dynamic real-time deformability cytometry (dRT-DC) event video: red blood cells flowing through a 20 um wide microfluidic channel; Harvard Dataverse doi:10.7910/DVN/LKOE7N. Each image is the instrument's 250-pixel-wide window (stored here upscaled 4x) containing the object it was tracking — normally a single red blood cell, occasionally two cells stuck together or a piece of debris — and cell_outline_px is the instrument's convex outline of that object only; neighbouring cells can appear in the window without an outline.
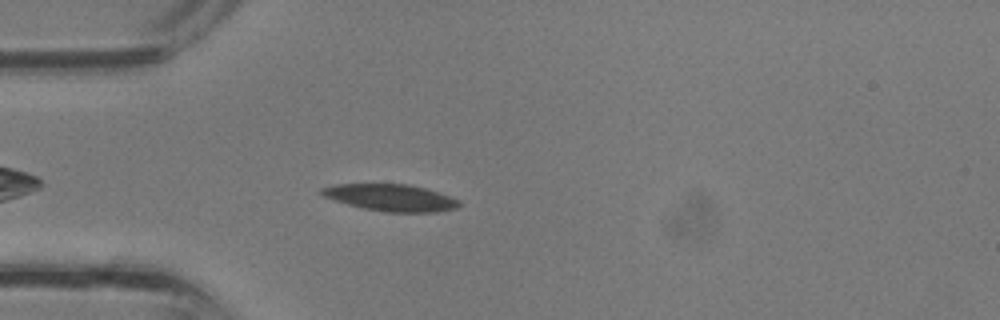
{"species": "common noctule bat (a hibernating species)", "species_latin": "Nyctalus noctula", "temperature_condition": "room temperature", "stored_images_in_passage": 29, "camera_frame_rate_fps": 3000, "um_per_image_px": 0.085, "animal": {"sex": "male", "body_mass_g": 13.3}, "frame": {"image": 1, "passage_image": 3, "time_ms": 0.667, "image_size_px": [1000, 320], "cell_outline_px": [[460, 204], [456, 208], [436, 212], [384, 212], [364, 208], [348, 204], [324, 196], [320, 192], [320, 188], [336, 184], [408, 184], [424, 188], [460, 200]], "centroid_in_image_um": [33.21, 16.8], "position_along_channel_um": 51.8, "area_um2": 21.21}}
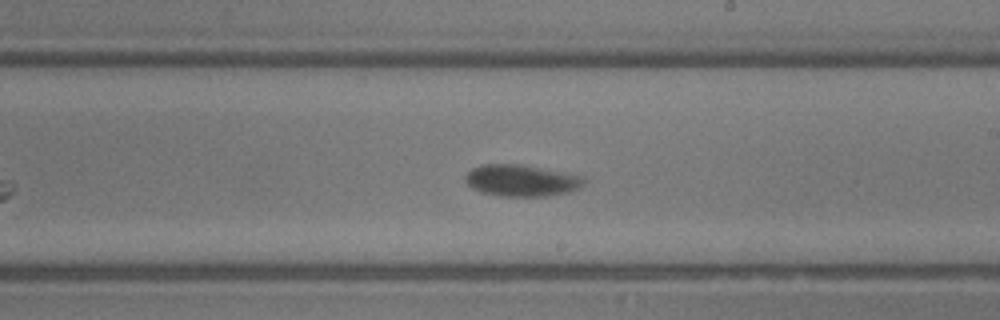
{"frame": {"image": 2, "passage_image": 14, "time_ms": 4.333, "image_size_px": [1000, 320], "cell_outline_px": [[584, 184], [568, 192], [544, 196], [500, 196], [480, 192], [472, 188], [464, 180], [464, 176], [472, 168], [480, 164], [520, 164], [584, 176]], "centroid_in_image_um": [44.27, 15.34], "position_along_channel_um": 244.7, "area_um2": 21.79}}
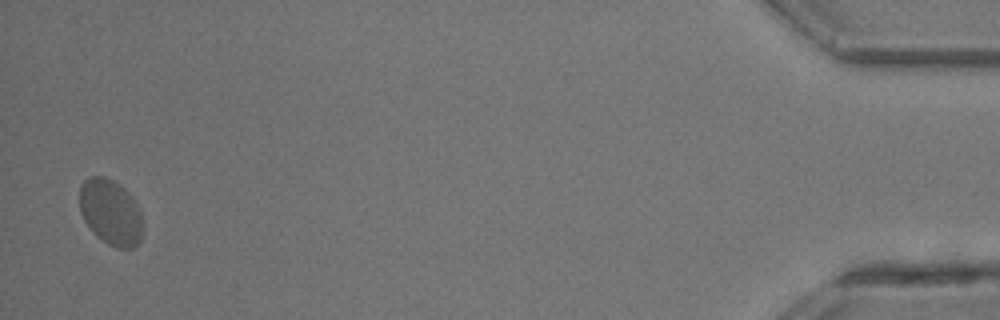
{"frame": {"image": 3, "passage_image": 29, "time_ms": 9.333, "image_size_px": [1000, 320], "cell_outline_px": [[144, 228], [140, 240], [132, 248], [116, 248], [108, 244], [96, 236], [92, 232], [84, 220], [80, 212], [80, 184], [88, 176], [104, 176], [120, 184], [132, 196], [140, 212]], "centroid_in_image_um": [9.4, 18.03], "position_along_channel_um": 425.8, "area_um2": 24.45}}